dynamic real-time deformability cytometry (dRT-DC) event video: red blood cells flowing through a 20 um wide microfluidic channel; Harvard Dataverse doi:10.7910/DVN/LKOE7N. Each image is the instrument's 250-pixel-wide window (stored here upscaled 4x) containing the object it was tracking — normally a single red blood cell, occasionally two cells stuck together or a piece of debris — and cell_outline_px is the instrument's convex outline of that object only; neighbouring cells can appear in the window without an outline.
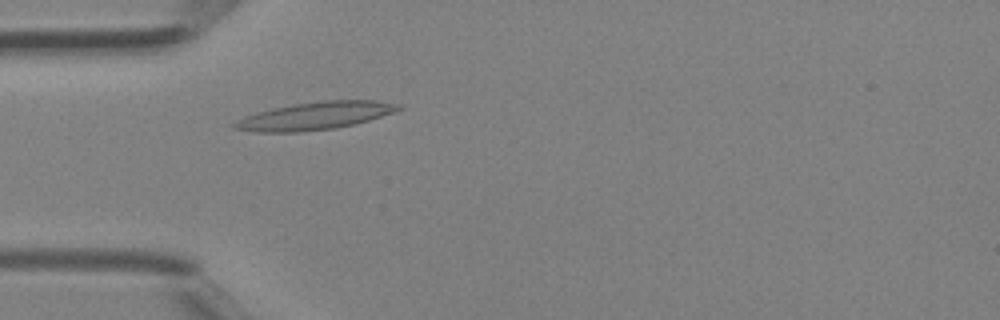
{"species": "Egyptian fruit bat (a non-hibernating species)", "species_latin": "Rousettus aegyptiacus", "temperature_condition": "room temperature", "stored_images_in_passage": 38, "camera_frame_rate_fps": 3000, "um_per_image_px": 0.085, "animal": {"sex": "female"}, "frame": {"image": 1, "passage_image": 9, "time_ms": 2.667, "image_size_px": [1000, 320], "cell_outline_px": [[404, 108], [396, 112], [356, 124], [336, 128], [296, 132], [252, 132], [232, 128], [232, 124], [244, 116], [256, 112], [292, 104], [324, 100], [376, 100], [400, 104]], "centroid_in_image_um": [26.81, 9.84], "position_along_channel_um": 58.2, "area_um2": 26.7}}
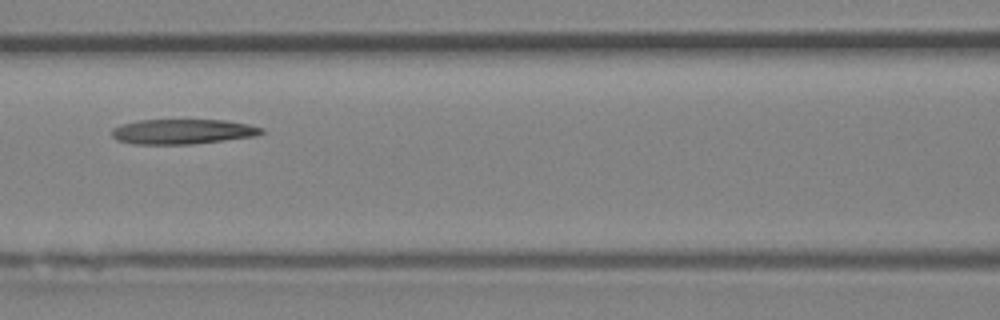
{"frame": {"image": 2, "passage_image": 15, "time_ms": 4.667, "image_size_px": [1000, 320], "cell_outline_px": [[264, 132], [256, 136], [192, 144], [132, 144], [116, 140], [112, 136], [112, 128], [124, 124], [140, 120], [224, 120], [248, 124], [264, 128]], "centroid_in_image_um": [15.53, 11.19], "position_along_channel_um": 151.1, "area_um2": 21.73}}
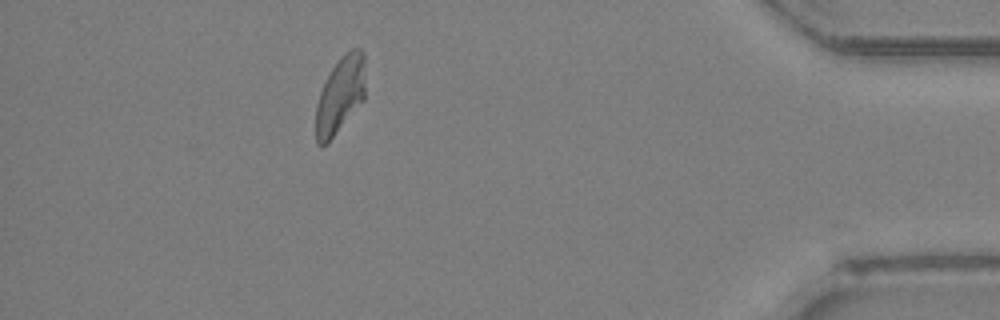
{"frame": {"image": 3, "passage_image": 34, "time_ms": 11.0, "image_size_px": [1000, 320], "cell_outline_px": [[364, 100], [328, 144], [320, 148], [316, 144], [316, 104], [320, 92], [332, 68], [340, 56], [344, 52], [352, 48], [360, 48], [364, 52]], "centroid_in_image_um": [28.91, 8.11], "position_along_channel_um": 406.3, "area_um2": 22.37}}